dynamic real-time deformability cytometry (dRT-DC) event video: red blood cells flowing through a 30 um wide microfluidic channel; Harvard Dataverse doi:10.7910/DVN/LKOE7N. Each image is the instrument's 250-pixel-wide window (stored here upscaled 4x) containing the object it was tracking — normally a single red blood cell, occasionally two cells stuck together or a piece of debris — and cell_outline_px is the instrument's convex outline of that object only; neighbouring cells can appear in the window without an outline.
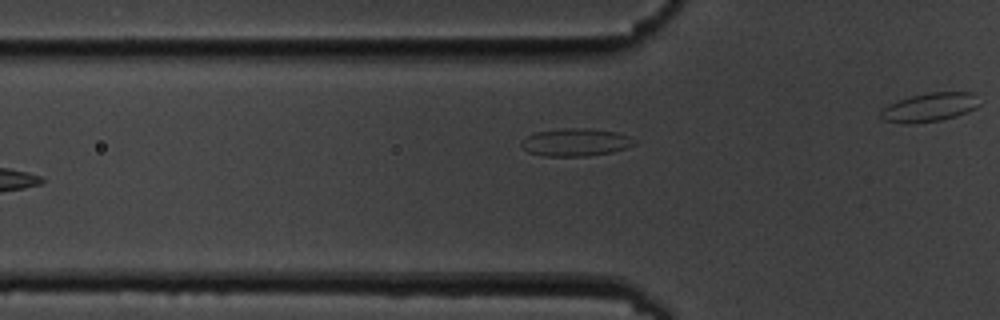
{"species": "common noctule bat (a hibernating species)", "species_latin": "Nyctalus noctula", "temperature_condition": "cold", "stored_images_in_passage": 7, "segment_of_instrument_passage": [2, 2], "camera_frame_rate_fps": 3000, "um_per_image_px": 0.085, "animal": {"sex": "male", "body_mass_g": 19.5, "forearm_length_mm": 54.6}, "frame": {"image": 1, "passage_image": 7, "time_ms": 7.667, "image_size_px": [1000, 320], "cell_outline_px": [[636, 144], [628, 148], [612, 152], [588, 156], [544, 156], [528, 152], [520, 144], [520, 140], [536, 132], [564, 128], [588, 128], [616, 132], [628, 136], [636, 140]], "centroid_in_image_um": [48.94, 12.1], "position_along_channel_um": 76.9, "area_um2": 18.32}}